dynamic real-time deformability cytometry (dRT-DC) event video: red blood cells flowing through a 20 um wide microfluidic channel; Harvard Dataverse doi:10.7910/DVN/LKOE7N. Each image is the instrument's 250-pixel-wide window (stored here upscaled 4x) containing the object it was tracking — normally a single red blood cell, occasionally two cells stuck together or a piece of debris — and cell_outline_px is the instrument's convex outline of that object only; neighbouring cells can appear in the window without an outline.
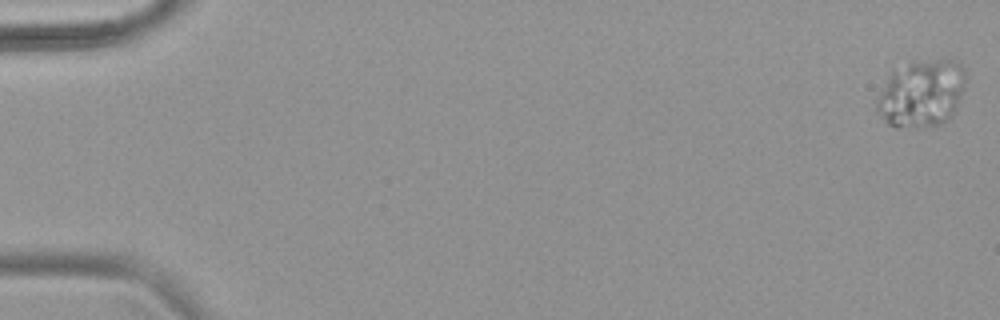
{"species": "common noctule bat (a hibernating species)", "species_latin": "Nyctalus noctula", "temperature_condition": "warm", "stored_images_in_passage": 54, "camera_frame_rate_fps": 3000, "um_per_image_px": 0.085, "animal": {"sex": "female", "body_mass_g": 18.4}, "frame": {"image": 1, "passage_image": 1, "time_ms": 0.0, "image_size_px": [1000, 320], "cell_outline_px": [[964, 88], [956, 108], [948, 120], [940, 124], [912, 128], [896, 128], [888, 124], [884, 120], [876, 108], [876, 100], [888, 76], [892, 72], [912, 60], [948, 60], [960, 64], [964, 68]], "centroid_in_image_um": [78.31, 7.96], "position_along_channel_um": 6.7, "area_um2": 34.8}}
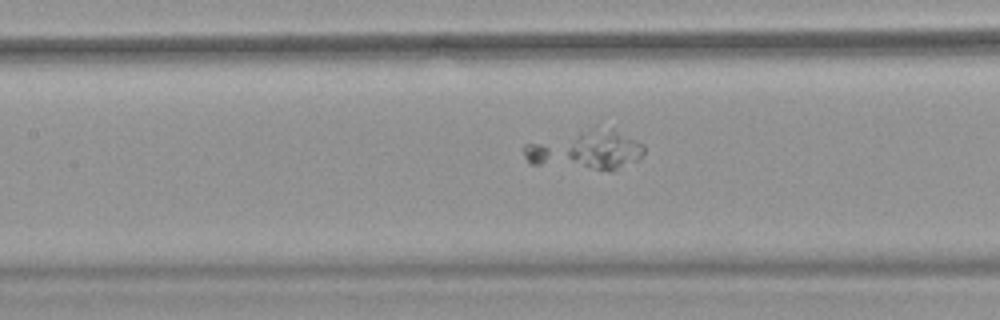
{"frame": {"image": 2, "passage_image": 26, "time_ms": 8.333, "image_size_px": [1000, 320], "cell_outline_px": [[644, 152], [636, 160], [612, 172], [528, 164], [524, 156], [524, 144], [600, 120], [644, 144]], "centroid_in_image_um": [49.77, 12.65], "position_along_channel_um": 157.6, "area_um2": 29.94}}
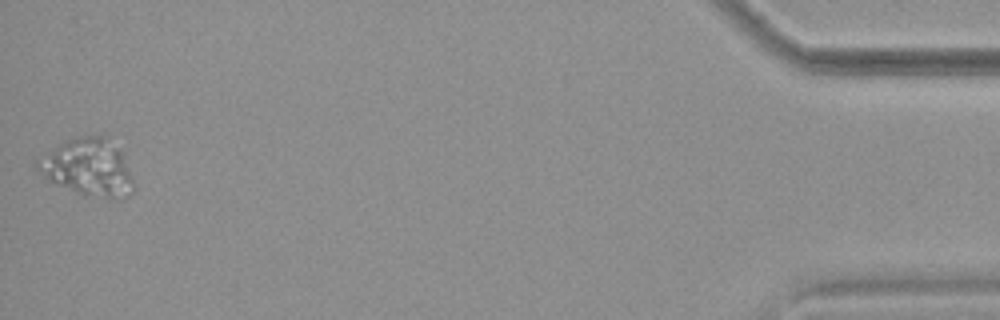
{"frame": {"image": 3, "passage_image": 54, "time_ms": 17.667, "image_size_px": [1000, 320], "cell_outline_px": [[132, 192], [128, 196], [112, 200], [108, 200], [76, 192], [56, 184], [48, 180], [36, 168], [36, 160], [64, 140], [76, 136], [104, 136], [120, 148], [132, 180]], "centroid_in_image_um": [7.47, 14.23], "position_along_channel_um": 427.7, "area_um2": 31.91}}